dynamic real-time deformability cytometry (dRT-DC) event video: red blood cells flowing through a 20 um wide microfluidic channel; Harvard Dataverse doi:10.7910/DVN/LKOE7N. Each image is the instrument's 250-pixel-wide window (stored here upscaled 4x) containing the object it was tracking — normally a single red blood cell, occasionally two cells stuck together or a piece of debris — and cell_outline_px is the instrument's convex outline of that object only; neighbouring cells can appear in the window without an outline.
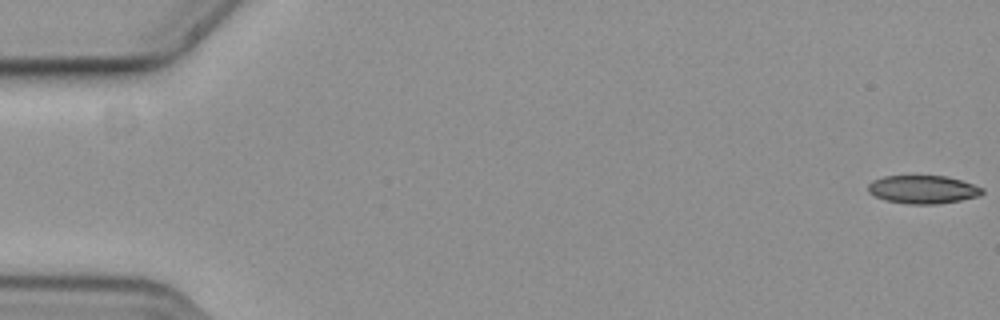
{"species": "common noctule bat (a hibernating species)", "species_latin": "Nyctalus noctula", "temperature_condition": "cold", "stored_images_in_passage": 57, "camera_frame_rate_fps": 3000, "um_per_image_px": 0.085, "animal": {"sex": "female", "body_mass_g": 19.3, "forearm_length_mm": 54.1}, "frame": {"image": 1, "passage_image": 1, "time_ms": 0.0, "image_size_px": [1000, 320], "cell_outline_px": [[984, 192], [980, 196], [960, 200], [936, 204], [908, 204], [884, 200], [868, 192], [868, 184], [872, 180], [884, 176], [948, 176], [984, 188]], "centroid_in_image_um": [78.45, 16.1], "position_along_channel_um": 6.6, "area_um2": 18.79}}
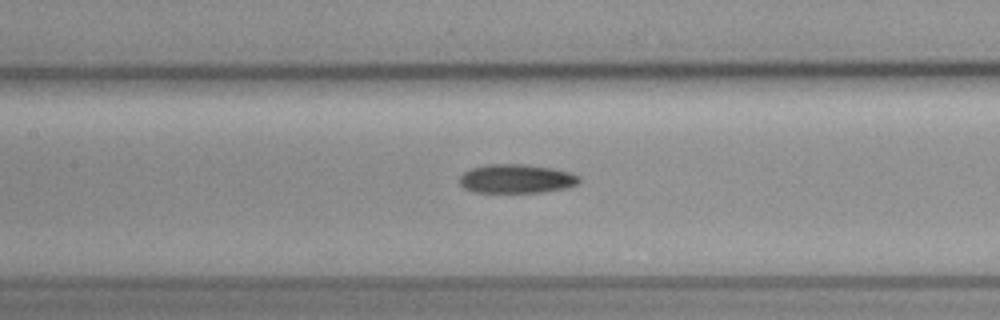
{"frame": {"image": 2, "passage_image": 27, "time_ms": 8.667, "image_size_px": [1000, 320], "cell_outline_px": [[580, 180], [576, 184], [568, 188], [544, 192], [472, 192], [464, 188], [460, 184], [460, 176], [464, 172], [472, 168], [488, 164], [524, 164], [552, 168], [572, 172], [580, 176]], "centroid_in_image_um": [43.92, 15.19], "position_along_channel_um": 163.5, "area_um2": 20.29}}
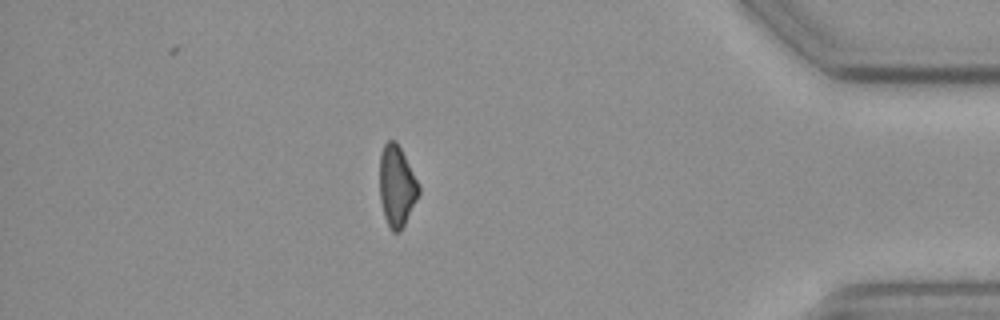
{"frame": {"image": 3, "passage_image": 50, "time_ms": 16.333, "image_size_px": [1000, 320], "cell_outline_px": [[420, 192], [400, 232], [392, 232], [388, 228], [384, 216], [380, 200], [380, 152], [384, 144], [388, 140], [396, 140], [420, 188]], "centroid_in_image_um": [33.69, 15.83], "position_along_channel_um": 401.5, "area_um2": 18.21}}